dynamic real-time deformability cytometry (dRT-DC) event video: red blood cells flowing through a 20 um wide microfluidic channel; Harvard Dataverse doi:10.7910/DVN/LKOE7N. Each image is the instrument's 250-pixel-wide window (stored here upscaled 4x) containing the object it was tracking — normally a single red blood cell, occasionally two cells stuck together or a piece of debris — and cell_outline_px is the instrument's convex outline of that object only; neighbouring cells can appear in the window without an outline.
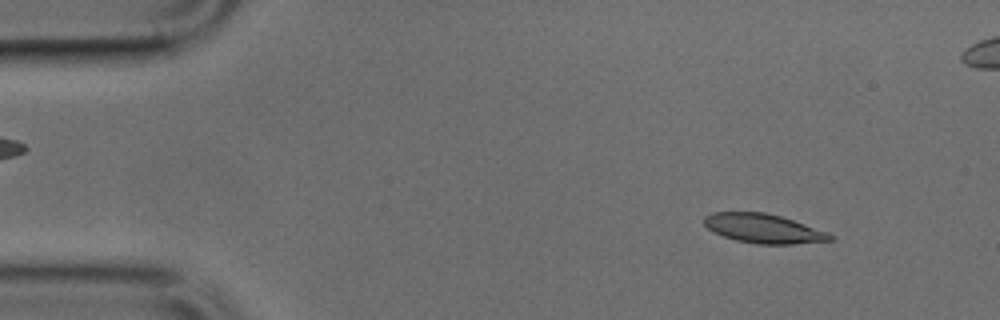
{"species": "common noctule bat (a hibernating species)", "species_latin": "Nyctalus noctula", "temperature_condition": "cold", "stored_images_in_passage": 49, "camera_frame_rate_fps": 3000, "um_per_image_px": 0.085, "animal": {"sex": "male", "body_mass_g": 17.9, "forearm_length_mm": 54.2}, "frame": {"image": 1, "passage_image": 5, "time_ms": 1.333, "image_size_px": [1000, 320], "cell_outline_px": [[836, 236], [832, 240], [792, 244], [756, 244], [736, 240], [724, 236], [708, 228], [704, 224], [704, 216], [712, 212], [764, 212], [780, 216], [828, 232]], "centroid_in_image_um": [64.9, 19.42], "position_along_channel_um": 20.1, "area_um2": 21.27}}
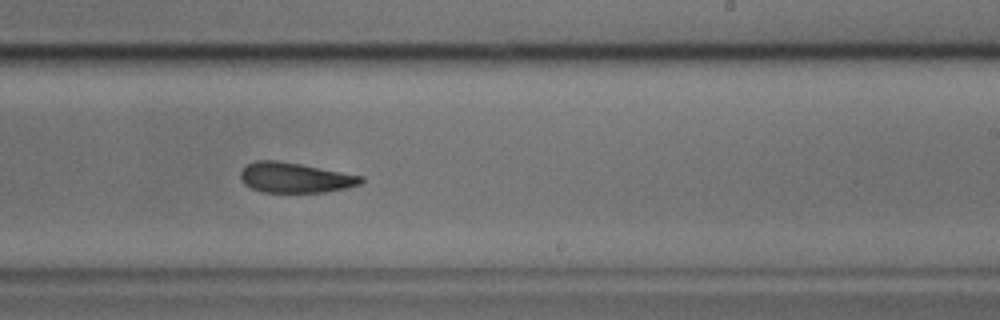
{"frame": {"image": 2, "passage_image": 29, "time_ms": 9.333, "image_size_px": [1000, 320], "cell_outline_px": [[364, 180], [360, 184], [344, 188], [324, 192], [260, 192], [244, 184], [240, 180], [240, 172], [248, 164], [256, 160], [276, 160], [300, 164], [364, 176]], "centroid_in_image_um": [25.05, 15.1], "position_along_channel_um": 263.9, "area_um2": 21.1}}
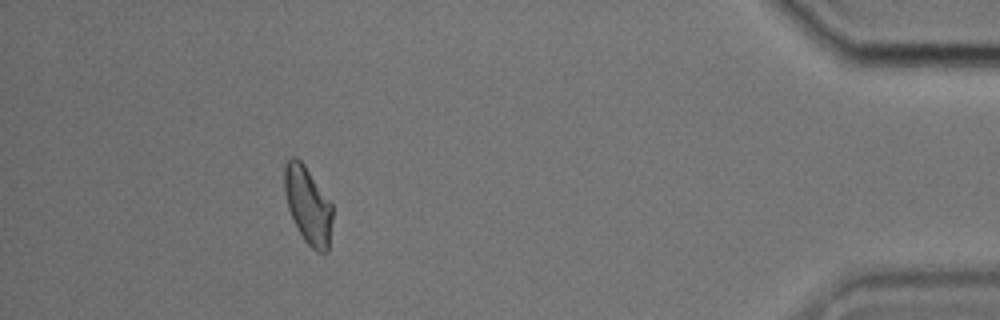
{"frame": {"image": 3, "passage_image": 44, "time_ms": 14.333, "image_size_px": [1000, 320], "cell_outline_px": [[332, 220], [328, 252], [316, 252], [304, 240], [288, 208], [284, 192], [284, 164], [292, 156], [296, 156], [304, 164], [332, 204]], "centroid_in_image_um": [26.17, 17.43], "position_along_channel_um": 409.0, "area_um2": 21.44}}